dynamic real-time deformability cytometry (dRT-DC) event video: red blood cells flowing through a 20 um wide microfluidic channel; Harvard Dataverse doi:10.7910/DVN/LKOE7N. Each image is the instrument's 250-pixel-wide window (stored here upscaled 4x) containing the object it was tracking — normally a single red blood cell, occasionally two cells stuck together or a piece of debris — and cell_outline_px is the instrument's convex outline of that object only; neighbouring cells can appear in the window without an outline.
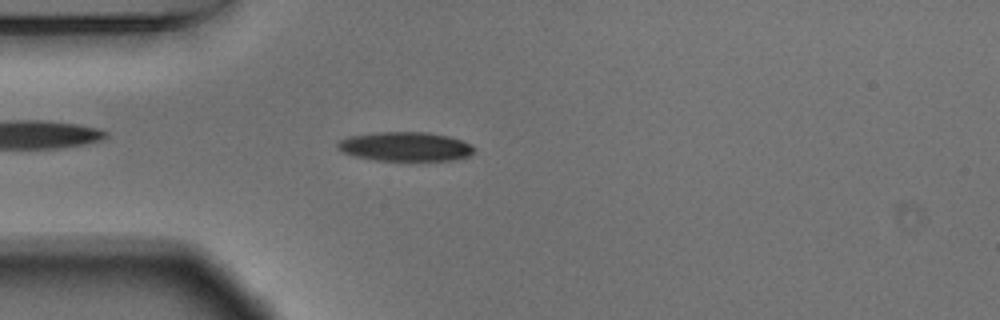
{"species": "Egyptian fruit bat (a non-hibernating species)", "species_latin": "Rousettus aegyptiacus", "temperature_condition": "warm", "stored_images_in_passage": 54, "camera_frame_rate_fps": 3000, "um_per_image_px": 0.085, "animal": {"sex": "male"}, "frame": {"image": 1, "passage_image": 14, "time_ms": 4.333, "image_size_px": [1000, 320], "cell_outline_px": [[476, 152], [468, 156], [456, 160], [376, 160], [356, 156], [344, 152], [336, 148], [336, 144], [340, 140], [348, 136], [376, 132], [428, 132], [448, 136], [472, 144], [476, 148]], "centroid_in_image_um": [34.48, 12.45], "position_along_channel_um": 50.5, "area_um2": 23.29}}
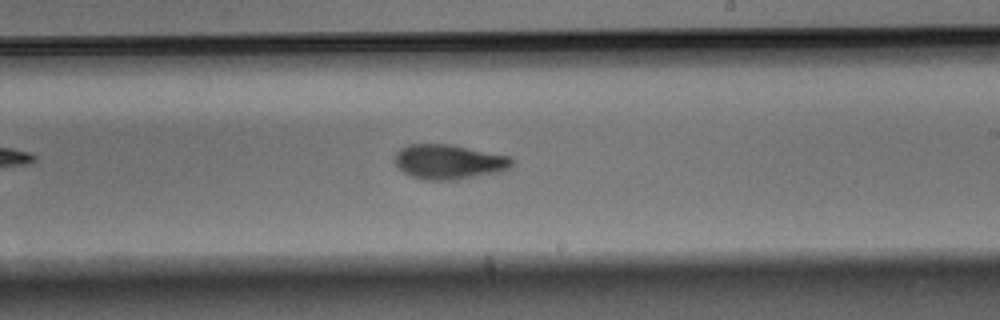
{"frame": {"image": 2, "passage_image": 31, "time_ms": 10.0, "image_size_px": [1000, 320], "cell_outline_px": [[516, 160], [512, 168], [504, 172], [452, 180], [424, 180], [412, 176], [404, 172], [392, 160], [396, 152], [400, 148], [408, 144], [448, 144], [512, 156]], "centroid_in_image_um": [38.22, 13.76], "position_along_channel_um": 250.8, "area_um2": 24.16}}
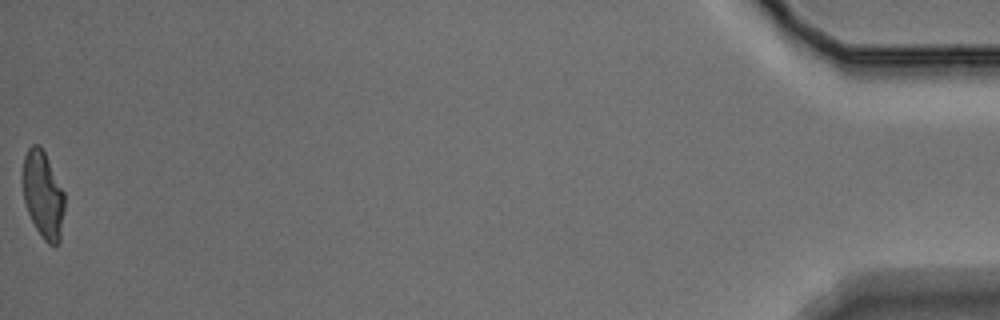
{"frame": {"image": 3, "passage_image": 54, "time_ms": 17.667, "image_size_px": [1000, 320], "cell_outline_px": [[64, 208], [60, 244], [48, 244], [44, 240], [36, 228], [28, 212], [24, 200], [24, 156], [28, 148], [32, 144], [40, 144], [64, 192]], "centroid_in_image_um": [3.68, 16.57], "position_along_channel_um": 431.5, "area_um2": 20.81}, "authors_computed_cell_mechanics": {"area_um2": 22.7732, "velocity_mm_per_s": 3.6781, "shape_relaxation_time_tau1_ms": 4.8913, "shape_relaxation_time_tau2_ms": 1.9732, "deformation_change_tau1": 0.1751, "deformation_change_tau2": 0.0799}}